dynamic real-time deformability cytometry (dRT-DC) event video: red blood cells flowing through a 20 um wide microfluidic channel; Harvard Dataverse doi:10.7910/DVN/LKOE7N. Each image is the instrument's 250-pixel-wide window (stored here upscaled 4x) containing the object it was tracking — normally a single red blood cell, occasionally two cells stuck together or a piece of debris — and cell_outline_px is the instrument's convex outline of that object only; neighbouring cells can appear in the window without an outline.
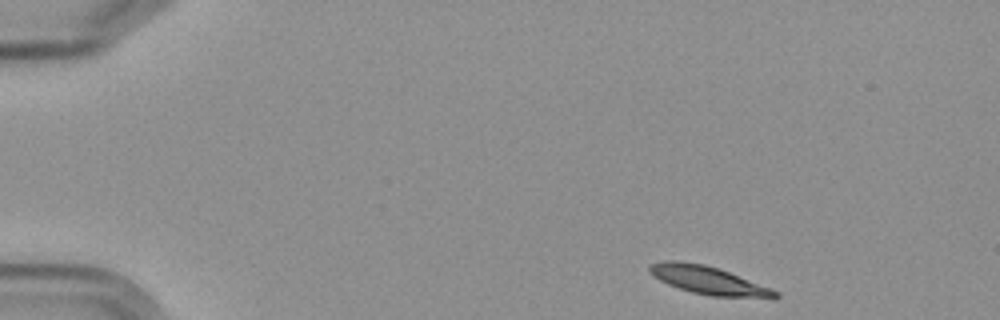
{"species": "Egyptian fruit bat (a non-hibernating species)", "species_latin": "Rousettus aegyptiacus", "temperature_condition": "cold", "stored_images_in_passage": 5, "segment_of_instrument_passage": [2, 2], "camera_frame_rate_fps": 3000, "um_per_image_px": 0.085, "frame": {"image": 1, "passage_image": 5, "time_ms": 5.667, "image_size_px": [1000, 320], "cell_outline_px": [[780, 296], [712, 296], [692, 292], [668, 284], [652, 276], [648, 272], [648, 268], [652, 264], [664, 260], [676, 260], [704, 264], [720, 268], [780, 292]], "centroid_in_image_um": [60.1, 23.78], "position_along_channel_um": 24.9, "area_um2": 20.06}}